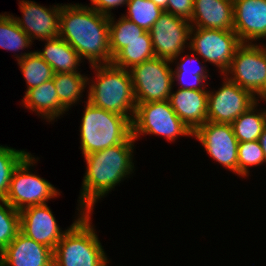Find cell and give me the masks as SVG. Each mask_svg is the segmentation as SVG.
<instances>
[{"label": "cell", "instance_id": "30", "mask_svg": "<svg viewBox=\"0 0 266 266\" xmlns=\"http://www.w3.org/2000/svg\"><path fill=\"white\" fill-rule=\"evenodd\" d=\"M0 251L2 252L20 232V212L5 200H0Z\"/></svg>", "mask_w": 266, "mask_h": 266}, {"label": "cell", "instance_id": "36", "mask_svg": "<svg viewBox=\"0 0 266 266\" xmlns=\"http://www.w3.org/2000/svg\"><path fill=\"white\" fill-rule=\"evenodd\" d=\"M259 143L263 150L264 157L266 159V127L263 129L262 134L259 137Z\"/></svg>", "mask_w": 266, "mask_h": 266}, {"label": "cell", "instance_id": "8", "mask_svg": "<svg viewBox=\"0 0 266 266\" xmlns=\"http://www.w3.org/2000/svg\"><path fill=\"white\" fill-rule=\"evenodd\" d=\"M170 63V60L153 57L129 69L136 105L169 100L174 84Z\"/></svg>", "mask_w": 266, "mask_h": 266}, {"label": "cell", "instance_id": "13", "mask_svg": "<svg viewBox=\"0 0 266 266\" xmlns=\"http://www.w3.org/2000/svg\"><path fill=\"white\" fill-rule=\"evenodd\" d=\"M193 136L197 138L206 152L225 168L238 174V139L231 124L207 121Z\"/></svg>", "mask_w": 266, "mask_h": 266}, {"label": "cell", "instance_id": "28", "mask_svg": "<svg viewBox=\"0 0 266 266\" xmlns=\"http://www.w3.org/2000/svg\"><path fill=\"white\" fill-rule=\"evenodd\" d=\"M126 6H128V14L123 16L148 32L164 12L151 0H128Z\"/></svg>", "mask_w": 266, "mask_h": 266}, {"label": "cell", "instance_id": "16", "mask_svg": "<svg viewBox=\"0 0 266 266\" xmlns=\"http://www.w3.org/2000/svg\"><path fill=\"white\" fill-rule=\"evenodd\" d=\"M234 27L242 43H252L266 35V0H233Z\"/></svg>", "mask_w": 266, "mask_h": 266}, {"label": "cell", "instance_id": "24", "mask_svg": "<svg viewBox=\"0 0 266 266\" xmlns=\"http://www.w3.org/2000/svg\"><path fill=\"white\" fill-rule=\"evenodd\" d=\"M257 104H259L258 101L231 123L238 142L259 140L263 129L266 127V110L257 112Z\"/></svg>", "mask_w": 266, "mask_h": 266}, {"label": "cell", "instance_id": "11", "mask_svg": "<svg viewBox=\"0 0 266 266\" xmlns=\"http://www.w3.org/2000/svg\"><path fill=\"white\" fill-rule=\"evenodd\" d=\"M191 28L188 20L164 11L149 31L155 57L177 60L186 44L189 48Z\"/></svg>", "mask_w": 266, "mask_h": 266}, {"label": "cell", "instance_id": "20", "mask_svg": "<svg viewBox=\"0 0 266 266\" xmlns=\"http://www.w3.org/2000/svg\"><path fill=\"white\" fill-rule=\"evenodd\" d=\"M26 108L41 114L48 122L65 113V109L60 105L53 79H50L40 86L33 87L26 91L22 100Z\"/></svg>", "mask_w": 266, "mask_h": 266}, {"label": "cell", "instance_id": "38", "mask_svg": "<svg viewBox=\"0 0 266 266\" xmlns=\"http://www.w3.org/2000/svg\"><path fill=\"white\" fill-rule=\"evenodd\" d=\"M263 38H266V35ZM259 47L261 48L262 52L266 56V46L265 45L262 46V44H261V45H259Z\"/></svg>", "mask_w": 266, "mask_h": 266}, {"label": "cell", "instance_id": "10", "mask_svg": "<svg viewBox=\"0 0 266 266\" xmlns=\"http://www.w3.org/2000/svg\"><path fill=\"white\" fill-rule=\"evenodd\" d=\"M224 75L257 99L266 94V56L256 43H242Z\"/></svg>", "mask_w": 266, "mask_h": 266}, {"label": "cell", "instance_id": "21", "mask_svg": "<svg viewBox=\"0 0 266 266\" xmlns=\"http://www.w3.org/2000/svg\"><path fill=\"white\" fill-rule=\"evenodd\" d=\"M43 51L36 53L53 69L54 73H74L80 66L81 57L77 51L61 37L47 39ZM78 65V66H77Z\"/></svg>", "mask_w": 266, "mask_h": 266}, {"label": "cell", "instance_id": "15", "mask_svg": "<svg viewBox=\"0 0 266 266\" xmlns=\"http://www.w3.org/2000/svg\"><path fill=\"white\" fill-rule=\"evenodd\" d=\"M60 229L47 204L30 206L20 211V232L53 251L67 232Z\"/></svg>", "mask_w": 266, "mask_h": 266}, {"label": "cell", "instance_id": "4", "mask_svg": "<svg viewBox=\"0 0 266 266\" xmlns=\"http://www.w3.org/2000/svg\"><path fill=\"white\" fill-rule=\"evenodd\" d=\"M79 212L53 251V266H105L110 261L91 225L92 213Z\"/></svg>", "mask_w": 266, "mask_h": 266}, {"label": "cell", "instance_id": "29", "mask_svg": "<svg viewBox=\"0 0 266 266\" xmlns=\"http://www.w3.org/2000/svg\"><path fill=\"white\" fill-rule=\"evenodd\" d=\"M28 154L25 150L0 145V200H4L9 192L14 169Z\"/></svg>", "mask_w": 266, "mask_h": 266}, {"label": "cell", "instance_id": "22", "mask_svg": "<svg viewBox=\"0 0 266 266\" xmlns=\"http://www.w3.org/2000/svg\"><path fill=\"white\" fill-rule=\"evenodd\" d=\"M109 36L112 58L133 40H151L150 32L143 30L124 16L116 22L112 15L109 16Z\"/></svg>", "mask_w": 266, "mask_h": 266}, {"label": "cell", "instance_id": "32", "mask_svg": "<svg viewBox=\"0 0 266 266\" xmlns=\"http://www.w3.org/2000/svg\"><path fill=\"white\" fill-rule=\"evenodd\" d=\"M195 61L200 65V67L192 68L191 63L192 62L195 63ZM189 62H190V64H187ZM187 65L188 66L190 65L191 67L189 66L190 67L189 68ZM201 65H202L201 62H199L198 58H196L195 53L193 52L192 55L188 54L185 57L181 56L180 63L179 62L177 63V67H176V69H174V71L172 70V74L201 75L207 80V78H208L207 71L208 70L205 69L206 68L205 65L204 66L203 65L201 66Z\"/></svg>", "mask_w": 266, "mask_h": 266}, {"label": "cell", "instance_id": "25", "mask_svg": "<svg viewBox=\"0 0 266 266\" xmlns=\"http://www.w3.org/2000/svg\"><path fill=\"white\" fill-rule=\"evenodd\" d=\"M17 63L23 73L24 79L27 82V90L40 86L42 83L53 79L54 71L51 66L41 58L36 51L17 54Z\"/></svg>", "mask_w": 266, "mask_h": 266}, {"label": "cell", "instance_id": "5", "mask_svg": "<svg viewBox=\"0 0 266 266\" xmlns=\"http://www.w3.org/2000/svg\"><path fill=\"white\" fill-rule=\"evenodd\" d=\"M81 119L82 154L87 155L119 145L132 135V122L125 116L86 102Z\"/></svg>", "mask_w": 266, "mask_h": 266}, {"label": "cell", "instance_id": "40", "mask_svg": "<svg viewBox=\"0 0 266 266\" xmlns=\"http://www.w3.org/2000/svg\"><path fill=\"white\" fill-rule=\"evenodd\" d=\"M261 99L266 101V94Z\"/></svg>", "mask_w": 266, "mask_h": 266}, {"label": "cell", "instance_id": "35", "mask_svg": "<svg viewBox=\"0 0 266 266\" xmlns=\"http://www.w3.org/2000/svg\"><path fill=\"white\" fill-rule=\"evenodd\" d=\"M92 8L98 11L100 14L111 16V10L114 7L121 5H127L128 0H91Z\"/></svg>", "mask_w": 266, "mask_h": 266}, {"label": "cell", "instance_id": "31", "mask_svg": "<svg viewBox=\"0 0 266 266\" xmlns=\"http://www.w3.org/2000/svg\"><path fill=\"white\" fill-rule=\"evenodd\" d=\"M266 162L263 150L258 140L239 142L238 146V175H249V167L259 166Z\"/></svg>", "mask_w": 266, "mask_h": 266}, {"label": "cell", "instance_id": "26", "mask_svg": "<svg viewBox=\"0 0 266 266\" xmlns=\"http://www.w3.org/2000/svg\"><path fill=\"white\" fill-rule=\"evenodd\" d=\"M155 57L152 40H133L127 43L112 60V64L123 69H131L145 60Z\"/></svg>", "mask_w": 266, "mask_h": 266}, {"label": "cell", "instance_id": "19", "mask_svg": "<svg viewBox=\"0 0 266 266\" xmlns=\"http://www.w3.org/2000/svg\"><path fill=\"white\" fill-rule=\"evenodd\" d=\"M189 22L192 27L233 30V0H194L193 15Z\"/></svg>", "mask_w": 266, "mask_h": 266}, {"label": "cell", "instance_id": "39", "mask_svg": "<svg viewBox=\"0 0 266 266\" xmlns=\"http://www.w3.org/2000/svg\"><path fill=\"white\" fill-rule=\"evenodd\" d=\"M0 266H3L2 253H1V251H0Z\"/></svg>", "mask_w": 266, "mask_h": 266}, {"label": "cell", "instance_id": "3", "mask_svg": "<svg viewBox=\"0 0 266 266\" xmlns=\"http://www.w3.org/2000/svg\"><path fill=\"white\" fill-rule=\"evenodd\" d=\"M91 67L97 71V81L91 80L87 101L95 107L125 116L132 122L136 99L130 71L113 64Z\"/></svg>", "mask_w": 266, "mask_h": 266}, {"label": "cell", "instance_id": "14", "mask_svg": "<svg viewBox=\"0 0 266 266\" xmlns=\"http://www.w3.org/2000/svg\"><path fill=\"white\" fill-rule=\"evenodd\" d=\"M19 8L23 19L14 17L17 25L30 37L36 39H53L59 37L60 13L62 4L50 8L36 4L34 1L22 0Z\"/></svg>", "mask_w": 266, "mask_h": 266}, {"label": "cell", "instance_id": "2", "mask_svg": "<svg viewBox=\"0 0 266 266\" xmlns=\"http://www.w3.org/2000/svg\"><path fill=\"white\" fill-rule=\"evenodd\" d=\"M134 142L135 139L131 135L119 145L84 155L87 167L78 210L92 213L97 200L104 197L133 172Z\"/></svg>", "mask_w": 266, "mask_h": 266}, {"label": "cell", "instance_id": "18", "mask_svg": "<svg viewBox=\"0 0 266 266\" xmlns=\"http://www.w3.org/2000/svg\"><path fill=\"white\" fill-rule=\"evenodd\" d=\"M169 102L182 122L194 133L207 122L208 91L178 89Z\"/></svg>", "mask_w": 266, "mask_h": 266}, {"label": "cell", "instance_id": "17", "mask_svg": "<svg viewBox=\"0 0 266 266\" xmlns=\"http://www.w3.org/2000/svg\"><path fill=\"white\" fill-rule=\"evenodd\" d=\"M1 253L3 266H53V250L21 232Z\"/></svg>", "mask_w": 266, "mask_h": 266}, {"label": "cell", "instance_id": "27", "mask_svg": "<svg viewBox=\"0 0 266 266\" xmlns=\"http://www.w3.org/2000/svg\"><path fill=\"white\" fill-rule=\"evenodd\" d=\"M32 42L17 25L13 15L0 14V48L16 52L28 48Z\"/></svg>", "mask_w": 266, "mask_h": 266}, {"label": "cell", "instance_id": "23", "mask_svg": "<svg viewBox=\"0 0 266 266\" xmlns=\"http://www.w3.org/2000/svg\"><path fill=\"white\" fill-rule=\"evenodd\" d=\"M87 76L80 72L74 73H55L53 84L59 97L60 105L67 111L72 104L79 101L86 85H89Z\"/></svg>", "mask_w": 266, "mask_h": 266}, {"label": "cell", "instance_id": "12", "mask_svg": "<svg viewBox=\"0 0 266 266\" xmlns=\"http://www.w3.org/2000/svg\"><path fill=\"white\" fill-rule=\"evenodd\" d=\"M223 84L217 91H208L207 121L231 124L259 99L247 89L223 76Z\"/></svg>", "mask_w": 266, "mask_h": 266}, {"label": "cell", "instance_id": "37", "mask_svg": "<svg viewBox=\"0 0 266 266\" xmlns=\"http://www.w3.org/2000/svg\"><path fill=\"white\" fill-rule=\"evenodd\" d=\"M158 7H160L163 11L167 9L168 0H151Z\"/></svg>", "mask_w": 266, "mask_h": 266}, {"label": "cell", "instance_id": "6", "mask_svg": "<svg viewBox=\"0 0 266 266\" xmlns=\"http://www.w3.org/2000/svg\"><path fill=\"white\" fill-rule=\"evenodd\" d=\"M141 134L163 136L171 142L178 136H193V132L172 109L169 100L136 105L132 121V136L137 140Z\"/></svg>", "mask_w": 266, "mask_h": 266}, {"label": "cell", "instance_id": "7", "mask_svg": "<svg viewBox=\"0 0 266 266\" xmlns=\"http://www.w3.org/2000/svg\"><path fill=\"white\" fill-rule=\"evenodd\" d=\"M35 162V157L29 153L11 176L9 192L4 200L19 212L30 206L47 204L49 199L60 195L50 182L30 173L29 167Z\"/></svg>", "mask_w": 266, "mask_h": 266}, {"label": "cell", "instance_id": "1", "mask_svg": "<svg viewBox=\"0 0 266 266\" xmlns=\"http://www.w3.org/2000/svg\"><path fill=\"white\" fill-rule=\"evenodd\" d=\"M59 37L68 42L90 65L112 64L109 16L82 4L63 5Z\"/></svg>", "mask_w": 266, "mask_h": 266}, {"label": "cell", "instance_id": "34", "mask_svg": "<svg viewBox=\"0 0 266 266\" xmlns=\"http://www.w3.org/2000/svg\"><path fill=\"white\" fill-rule=\"evenodd\" d=\"M187 76H190L192 79V82H187L185 78H188ZM173 82L176 79L180 84L178 89H186V90H206L205 83L207 84L206 79L201 75H189V74H172Z\"/></svg>", "mask_w": 266, "mask_h": 266}, {"label": "cell", "instance_id": "33", "mask_svg": "<svg viewBox=\"0 0 266 266\" xmlns=\"http://www.w3.org/2000/svg\"><path fill=\"white\" fill-rule=\"evenodd\" d=\"M193 4L194 0H168L165 12L190 21L193 15Z\"/></svg>", "mask_w": 266, "mask_h": 266}, {"label": "cell", "instance_id": "9", "mask_svg": "<svg viewBox=\"0 0 266 266\" xmlns=\"http://www.w3.org/2000/svg\"><path fill=\"white\" fill-rule=\"evenodd\" d=\"M189 41V50L204 58V62L216 65L223 75L228 70L237 48L242 44L233 30L200 27L191 28Z\"/></svg>", "mask_w": 266, "mask_h": 266}]
</instances>
